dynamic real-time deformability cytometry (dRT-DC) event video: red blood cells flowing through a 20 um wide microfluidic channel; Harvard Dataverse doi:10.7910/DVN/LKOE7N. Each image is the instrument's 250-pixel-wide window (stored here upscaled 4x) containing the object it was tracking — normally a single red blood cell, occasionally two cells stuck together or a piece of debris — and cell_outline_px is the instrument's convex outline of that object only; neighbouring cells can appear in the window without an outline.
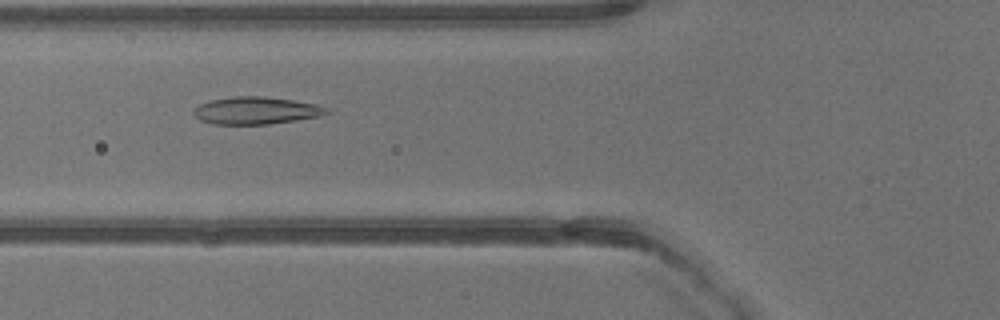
{"species": "common noctule bat (a hibernating species)", "species_latin": "Nyctalus noctula", "temperature_condition": "warm", "stored_images_in_passage": 12, "camera_frame_rate_fps": 3000, "um_per_image_px": 0.085, "animal": {"sex": "male", "body_mass_g": 13.3}, "frame": {"image": 1, "passage_image": 4, "time_ms": 1.0, "image_size_px": [1000, 320], "cell_outline_px": [[328, 112], [320, 116], [296, 120], [268, 124], [212, 124], [200, 120], [192, 112], [192, 108], [208, 100], [232, 96], [264, 96], [292, 100], [316, 104], [328, 108]], "centroid_in_image_um": [21.71, 9.39], "position_along_channel_um": 104.1, "area_um2": 21.27}}
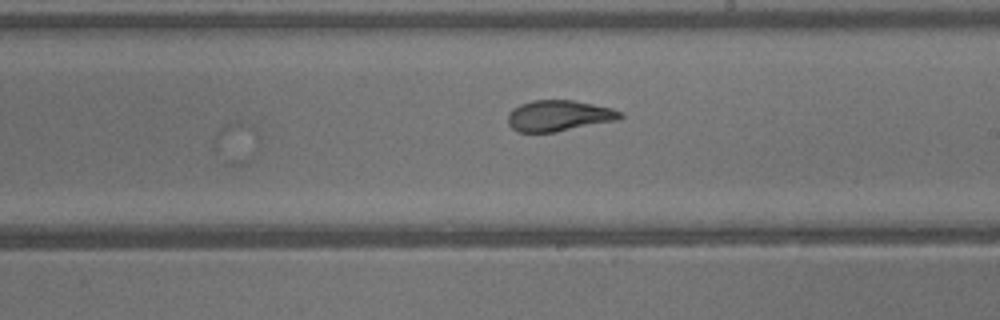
{"frame": {"image": 2, "passage_image": 12, "time_ms": 3.667, "image_size_px": [1000, 320], "cell_outline_px": [[624, 116], [620, 120], [556, 132], [516, 132], [508, 124], [508, 112], [512, 108], [520, 104], [532, 100], [572, 100], [612, 108], [624, 112]], "centroid_in_image_um": [47.52, 9.84], "position_along_channel_um": 241.5, "area_um2": 20.58}}